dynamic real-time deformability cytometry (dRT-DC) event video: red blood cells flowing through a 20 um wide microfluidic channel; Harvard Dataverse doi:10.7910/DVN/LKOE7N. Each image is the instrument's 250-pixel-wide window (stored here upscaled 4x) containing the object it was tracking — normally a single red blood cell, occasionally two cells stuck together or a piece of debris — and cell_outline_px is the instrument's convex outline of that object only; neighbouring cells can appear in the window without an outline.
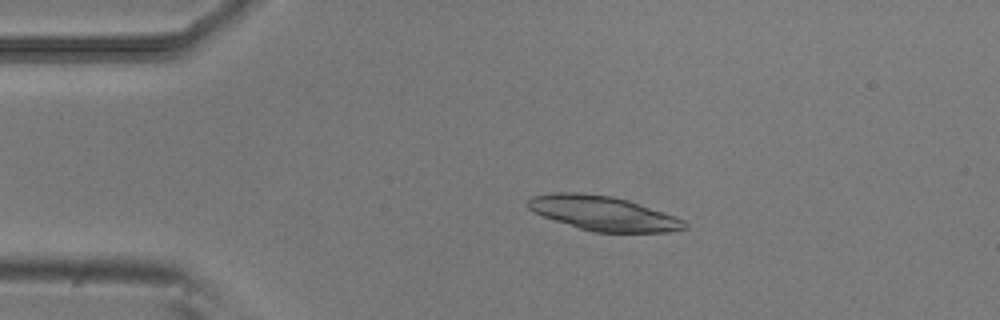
{"species": "common noctule bat (a hibernating species)", "species_latin": "Nyctalus noctula", "temperature_condition": "room temperature", "stored_images_in_passage": 42, "camera_frame_rate_fps": 3000, "um_per_image_px": 0.085, "animal": {"sex": "male", "body_mass_g": 20.5, "forearm_length_mm": 52.5}, "frame": {"image": 1, "passage_image": 8, "time_ms": 2.333, "image_size_px": [1000, 320], "cell_outline_px": [[688, 228], [668, 232], [592, 232], [532, 212], [524, 204], [532, 196], [552, 192], [576, 192], [612, 196], [628, 200], [676, 216], [684, 220], [688, 224]], "centroid_in_image_um": [51.27, 18.12], "position_along_channel_um": 33.7, "area_um2": 31.5}}